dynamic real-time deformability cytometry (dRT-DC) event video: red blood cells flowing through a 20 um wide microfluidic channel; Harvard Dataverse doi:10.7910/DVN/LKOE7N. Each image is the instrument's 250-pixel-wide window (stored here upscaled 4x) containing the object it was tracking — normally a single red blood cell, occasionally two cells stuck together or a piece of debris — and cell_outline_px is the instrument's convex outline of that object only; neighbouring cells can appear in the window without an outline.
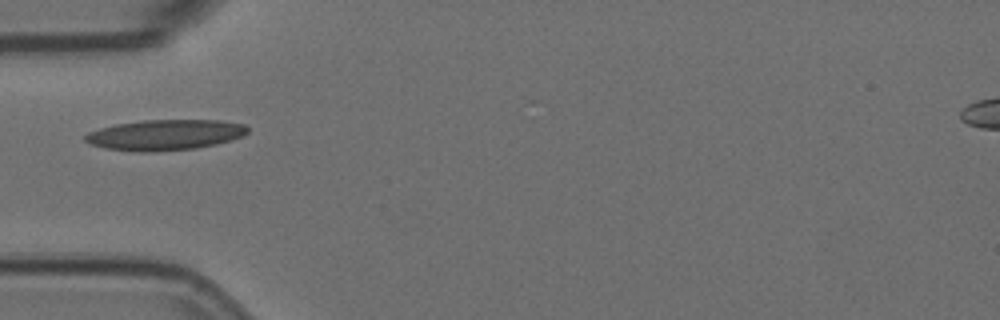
{"species": "Egyptian fruit bat (a non-hibernating species)", "species_latin": "Rousettus aegyptiacus", "temperature_condition": "room temperature", "stored_images_in_passage": 1, "camera_frame_rate_fps": 3000, "um_per_image_px": 0.085, "animal": {"sex": "female"}, "frame": {"image": 1, "passage_image": 1, "time_ms": 0.0, "image_size_px": [1000, 320], "cell_outline_px": [[248, 132], [244, 136], [232, 140], [216, 144], [196, 148], [152, 152], [140, 152], [104, 148], [92, 144], [84, 140], [84, 136], [88, 132], [100, 128], [116, 124], [144, 120], [220, 120], [244, 124], [248, 128]], "centroid_in_image_um": [14.05, 11.46], "position_along_channel_um": 71.0, "area_um2": 29.02}}